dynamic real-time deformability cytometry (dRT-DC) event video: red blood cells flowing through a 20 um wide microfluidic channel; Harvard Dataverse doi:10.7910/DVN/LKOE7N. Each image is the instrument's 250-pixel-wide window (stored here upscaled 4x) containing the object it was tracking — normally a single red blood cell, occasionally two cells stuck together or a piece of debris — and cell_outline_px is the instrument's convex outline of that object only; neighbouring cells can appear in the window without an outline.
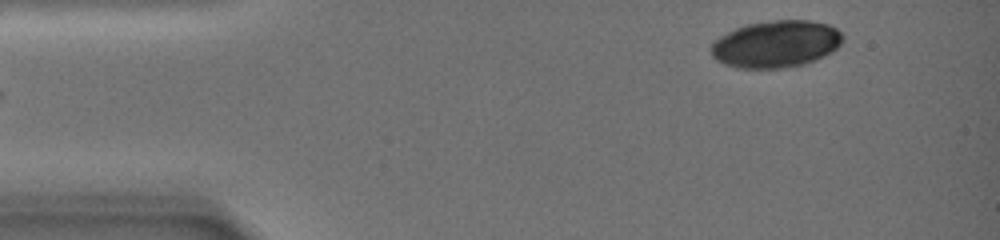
{"species": "common noctule bat (a hibernating species)", "species_latin": "Nyctalus noctula", "temperature_condition": "warm", "stored_images_in_passage": 9, "segment_of_instrument_passage": [2, 2], "camera_frame_rate_fps": 3000, "um_per_image_px": 0.085, "animal": {"sex": "female", "body_mass_g": 19.0, "forearm_length_mm": 51.5}, "frame": {"image": 1, "passage_image": 9, "time_ms": 8.0, "image_size_px": [1000, 240], "cell_outline_px": [[844, 40], [832, 52], [816, 60], [804, 64], [784, 68], [736, 68], [724, 64], [716, 60], [712, 56], [712, 44], [720, 36], [744, 24], [772, 20], [808, 20], [828, 24], [836, 28], [844, 36]], "centroid_in_image_um": [65.98, 3.74], "position_along_channel_um": 19.0, "area_um2": 36.24}}